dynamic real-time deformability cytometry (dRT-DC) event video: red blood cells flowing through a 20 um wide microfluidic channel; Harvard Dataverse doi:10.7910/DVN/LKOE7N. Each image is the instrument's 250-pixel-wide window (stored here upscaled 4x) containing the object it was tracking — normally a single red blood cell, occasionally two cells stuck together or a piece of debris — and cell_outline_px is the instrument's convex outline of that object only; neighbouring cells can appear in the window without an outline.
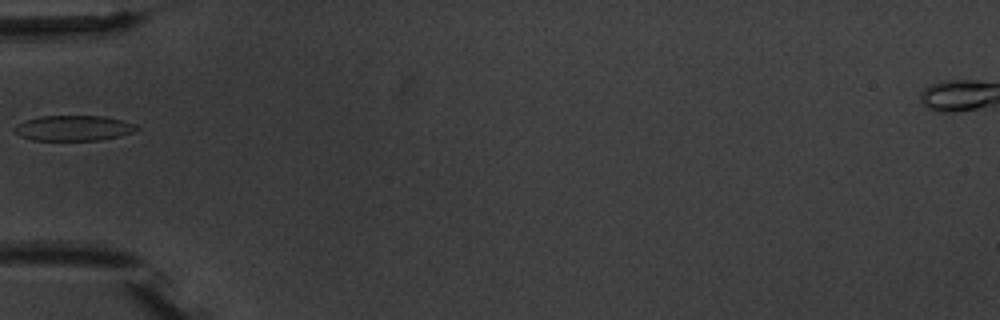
{"species": "common noctule bat (a hibernating species)", "species_latin": "Nyctalus noctula", "temperature_condition": "warm", "stored_images_in_passage": 2, "camera_frame_rate_fps": 3000, "um_per_image_px": 0.085, "animal": {"sex": "male", "body_mass_g": 20.1, "forearm_length_mm": 53.5}, "frame": {"image": 1, "passage_image": 1, "time_ms": 0.0, "image_size_px": [1000, 320], "cell_outline_px": [[140, 128], [136, 132], [120, 136], [100, 140], [32, 140], [20, 136], [12, 128], [16, 124], [24, 120], [40, 116], [104, 116], [124, 120], [136, 124]], "centroid_in_image_um": [6.28, 10.88], "position_along_channel_um": 78.7, "area_um2": 18.32}}